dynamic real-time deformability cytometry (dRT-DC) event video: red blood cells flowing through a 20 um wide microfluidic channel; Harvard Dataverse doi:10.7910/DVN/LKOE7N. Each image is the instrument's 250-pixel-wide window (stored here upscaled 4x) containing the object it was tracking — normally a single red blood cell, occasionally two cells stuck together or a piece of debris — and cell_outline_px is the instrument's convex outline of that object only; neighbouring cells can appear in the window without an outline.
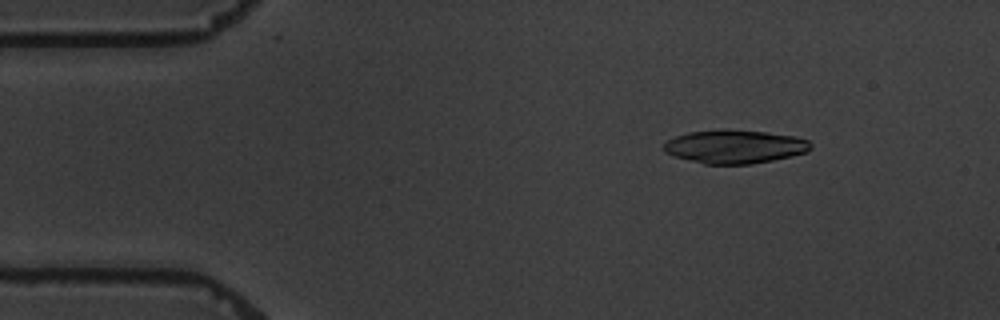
{"species": "common noctule bat (a hibernating species)", "species_latin": "Nyctalus noctula", "temperature_condition": "warm", "stored_images_in_passage": 5, "camera_frame_rate_fps": 3000, "um_per_image_px": 0.085, "animal": {"sex": "male", "body_mass_g": 19.5, "forearm_length_mm": 54.6}, "frame": {"image": 1, "passage_image": 3, "time_ms": 2.333, "image_size_px": [1000, 320], "cell_outline_px": [[812, 148], [808, 152], [772, 160], [752, 164], [704, 164], [676, 156], [664, 152], [664, 144], [668, 140], [676, 136], [688, 132], [724, 128], [764, 132], [796, 136], [808, 140], [812, 144]], "centroid_in_image_um": [62.48, 12.45], "position_along_channel_um": 22.5, "area_um2": 28.78}}